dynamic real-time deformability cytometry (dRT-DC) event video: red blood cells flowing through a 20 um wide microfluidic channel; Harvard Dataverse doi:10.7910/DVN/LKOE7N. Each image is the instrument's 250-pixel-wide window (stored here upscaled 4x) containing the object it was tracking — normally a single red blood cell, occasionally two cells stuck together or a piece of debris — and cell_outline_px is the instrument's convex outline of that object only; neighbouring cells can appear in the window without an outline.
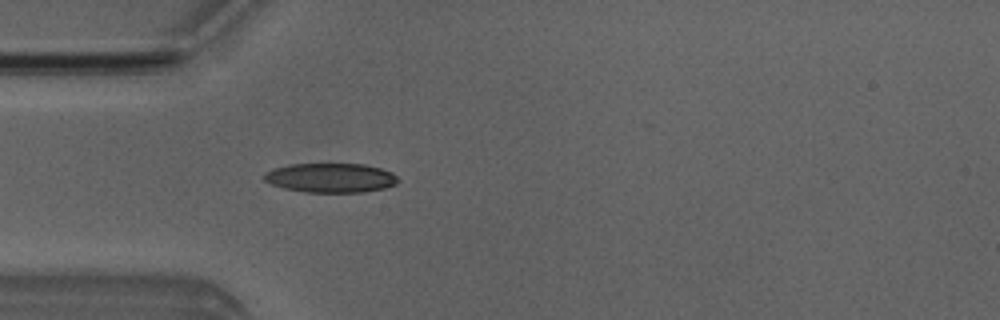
{"species": "Egyptian fruit bat (a non-hibernating species)", "species_latin": "Rousettus aegyptiacus", "temperature_condition": "room temperature", "stored_images_in_passage": 4, "camera_frame_rate_fps": 3000, "um_per_image_px": 0.085, "animal": {"sex": "male"}, "frame": {"image": 1, "passage_image": 4, "time_ms": 3.667, "image_size_px": [1000, 320], "cell_outline_px": [[400, 180], [396, 184], [384, 188], [364, 192], [304, 192], [284, 188], [272, 184], [264, 180], [264, 172], [288, 164], [364, 164], [380, 168], [392, 172]], "centroid_in_image_um": [28.12, 15.11], "position_along_channel_um": 56.9, "area_um2": 22.89}}